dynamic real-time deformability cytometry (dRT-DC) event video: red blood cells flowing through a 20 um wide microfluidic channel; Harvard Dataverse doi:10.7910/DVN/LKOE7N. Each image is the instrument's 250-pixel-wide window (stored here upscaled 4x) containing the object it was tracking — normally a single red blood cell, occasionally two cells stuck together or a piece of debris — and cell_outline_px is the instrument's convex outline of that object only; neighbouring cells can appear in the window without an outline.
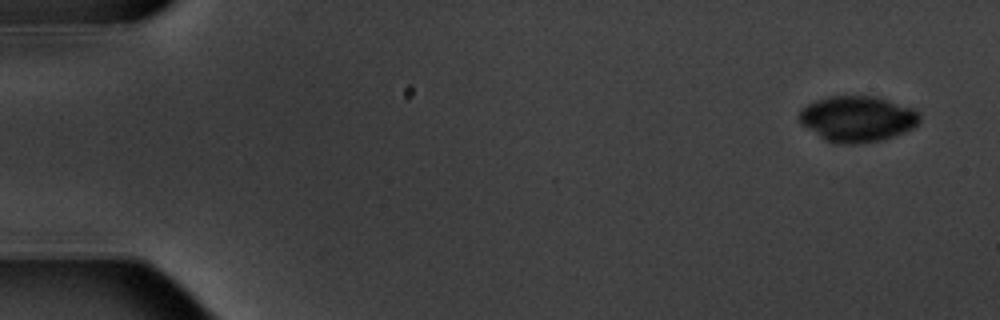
{"species": "common noctule bat (a hibernating species)", "species_latin": "Nyctalus noctula", "temperature_condition": "warm", "stored_images_in_passage": 11, "camera_frame_rate_fps": 3000, "um_per_image_px": 0.085, "animal": {"sex": "male", "body_mass_g": 20.1, "forearm_length_mm": 53.5}, "frame": {"image": 1, "passage_image": 1, "time_ms": 0.0, "image_size_px": [1000, 320], "cell_outline_px": [[920, 120], [912, 128], [904, 132], [880, 140], [852, 144], [836, 144], [824, 140], [800, 124], [796, 116], [800, 108], [816, 100], [832, 96], [876, 96], [916, 108], [920, 116]], "centroid_in_image_um": [72.83, 10.09], "position_along_channel_um": 12.2, "area_um2": 32.48}}